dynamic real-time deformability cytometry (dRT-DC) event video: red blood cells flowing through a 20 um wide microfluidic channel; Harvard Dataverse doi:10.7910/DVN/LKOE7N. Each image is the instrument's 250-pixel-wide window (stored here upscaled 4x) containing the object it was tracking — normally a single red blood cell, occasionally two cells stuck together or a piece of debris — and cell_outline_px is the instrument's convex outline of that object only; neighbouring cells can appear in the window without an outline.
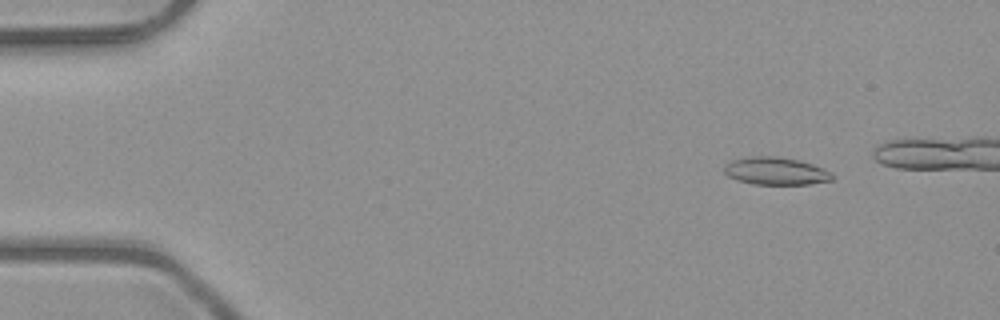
{"species": "common noctule bat (a hibernating species)", "species_latin": "Nyctalus noctula", "temperature_condition": "room temperature", "stored_images_in_passage": 17, "camera_frame_rate_fps": 3000, "um_per_image_px": 0.085, "animal": {"sex": "male", "body_mass_g": 23.1, "forearm_length_mm": 52.7}, "frame": {"image": 1, "passage_image": 6, "time_ms": 1.667, "image_size_px": [1000, 320], "cell_outline_px": [[832, 180], [808, 184], [756, 184], [736, 180], [728, 176], [724, 172], [724, 168], [732, 160], [748, 156], [776, 156], [796, 160], [812, 164], [828, 172], [832, 176]], "centroid_in_image_um": [65.88, 14.54], "position_along_channel_um": 19.1, "area_um2": 16.99}}